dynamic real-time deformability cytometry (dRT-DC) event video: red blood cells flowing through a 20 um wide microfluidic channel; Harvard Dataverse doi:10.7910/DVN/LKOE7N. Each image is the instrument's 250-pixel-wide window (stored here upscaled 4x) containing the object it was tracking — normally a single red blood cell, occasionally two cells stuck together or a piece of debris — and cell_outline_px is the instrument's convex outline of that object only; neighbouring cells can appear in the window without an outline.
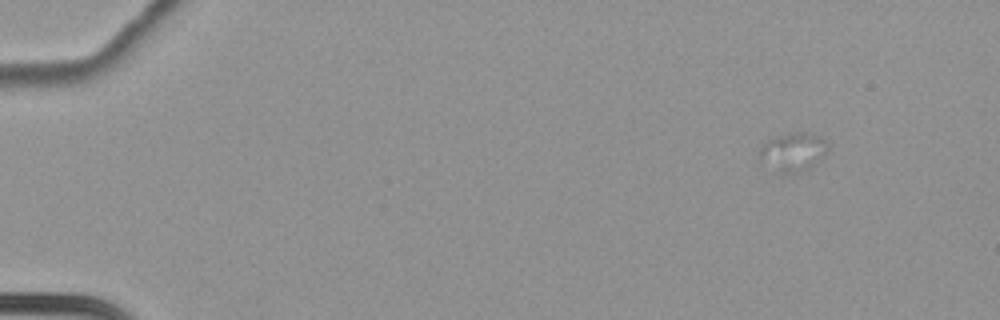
{"species": "common noctule bat (a hibernating species)", "species_latin": "Nyctalus noctula", "temperature_condition": "cold", "stored_images_in_passage": 68, "camera_frame_rate_fps": 3000, "um_per_image_px": 0.085, "animal": {"sex": "female", "body_mass_g": 22.7, "forearm_length_mm": 54.2}, "frame": {"image": 1, "passage_image": 11, "time_ms": 3.333, "image_size_px": [1000, 320], "cell_outline_px": [[828, 152], [812, 168], [800, 172], [784, 176], [760, 156], [760, 148], [768, 140], [780, 136], [796, 132], [804, 132], [820, 136], [828, 144]], "centroid_in_image_um": [67.51, 12.94], "position_along_channel_um": 17.5, "area_um2": 15.14}}